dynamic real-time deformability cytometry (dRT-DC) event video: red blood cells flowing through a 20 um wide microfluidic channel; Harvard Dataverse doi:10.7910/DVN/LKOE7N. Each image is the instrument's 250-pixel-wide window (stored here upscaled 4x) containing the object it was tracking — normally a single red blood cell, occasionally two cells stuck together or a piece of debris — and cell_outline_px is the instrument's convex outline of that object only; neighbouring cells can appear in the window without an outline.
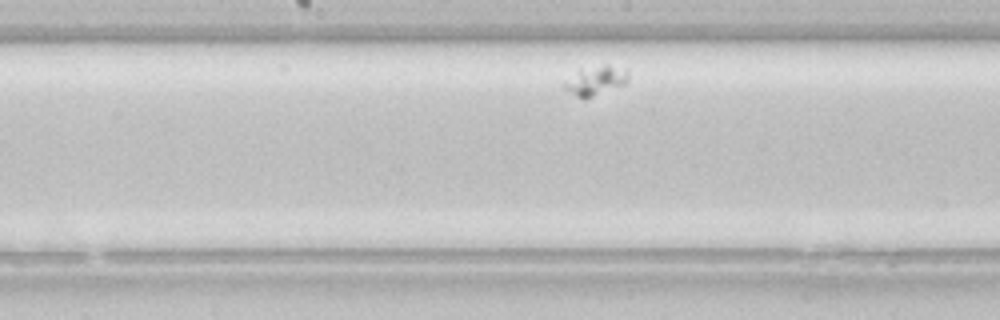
{"species": "common noctule bat (a hibernating species)", "species_latin": "Nyctalus noctula", "temperature_condition": "room temperature", "stored_images_in_passage": 30, "camera_frame_rate_fps": 3000, "um_per_image_px": 0.085, "animal": {"sex": "female", "body_mass_g": 22.7, "forearm_length_mm": 54.2}, "frame": {"image": 1, "passage_image": 14, "time_ms": 4.333, "image_size_px": [1000, 320], "cell_outline_px": [[628, 80], [624, 84], [592, 96], [576, 96], [564, 88], [564, 84], [580, 68], [604, 64], [608, 64], [628, 68]], "centroid_in_image_um": [50.7, 6.78], "position_along_channel_um": 197.5, "area_um2": 10.64}}